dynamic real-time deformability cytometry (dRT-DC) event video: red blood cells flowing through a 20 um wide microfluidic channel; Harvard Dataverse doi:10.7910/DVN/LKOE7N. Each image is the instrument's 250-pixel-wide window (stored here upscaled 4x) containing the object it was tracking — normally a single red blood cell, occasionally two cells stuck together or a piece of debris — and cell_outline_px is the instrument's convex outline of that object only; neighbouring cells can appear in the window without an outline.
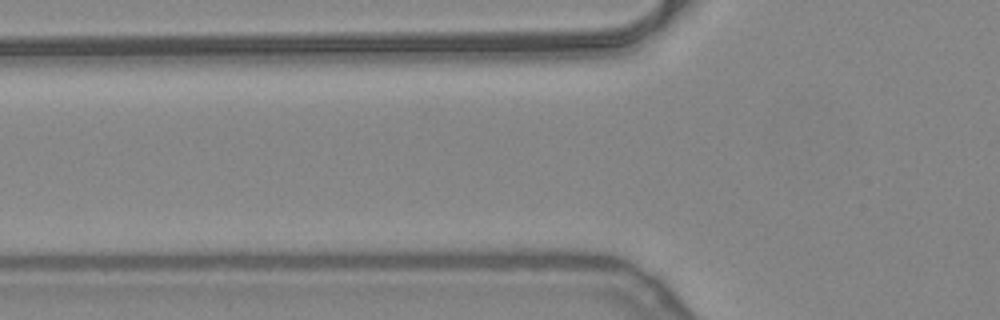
{"species": "common noctule bat (a hibernating species)", "species_latin": "Nyctalus noctula", "temperature_condition": "warm", "stored_images_in_passage": 4, "camera_frame_rate_fps": 3000, "um_per_image_px": 0.085, "animal": {"sex": "female", "body_mass_g": 24.6, "forearm_length_mm": 56.2}, "frame": {"image": 1, "passage_image": 2, "time_ms": 0.333, "image_size_px": [1000, 320], "cell_outline_px": [[544, 204], [520, 212], [428, 212], [404, 204], [404, 200], [492, 200]], "centroid_in_image_um": [39.95, 17.5], "position_along_channel_um": 85.8, "area_um2": 10.0}}